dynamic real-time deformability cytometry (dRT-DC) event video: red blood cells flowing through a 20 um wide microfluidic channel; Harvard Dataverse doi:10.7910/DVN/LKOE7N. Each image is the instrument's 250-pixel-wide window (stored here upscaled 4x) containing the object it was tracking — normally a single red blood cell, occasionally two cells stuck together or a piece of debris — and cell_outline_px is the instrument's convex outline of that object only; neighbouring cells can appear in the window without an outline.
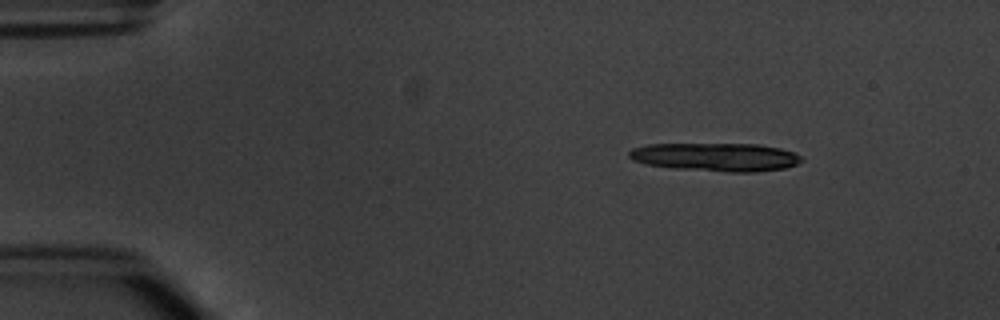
{"species": "common noctule bat (a hibernating species)", "species_latin": "Nyctalus noctula", "temperature_condition": "warm", "stored_images_in_passage": 5, "camera_frame_rate_fps": 3000, "um_per_image_px": 0.085, "animal": {"sex": "male", "body_mass_g": 20.1, "forearm_length_mm": 53.5}, "frame": {"image": 1, "passage_image": 1, "time_ms": 0.0, "image_size_px": [1000, 320], "cell_outline_px": [[804, 160], [796, 164], [784, 168], [756, 172], [728, 172], [676, 168], [648, 164], [632, 160], [628, 156], [628, 152], [632, 148], [648, 144], [756, 144], [780, 148], [792, 152], [800, 156]], "centroid_in_image_um": [60.84, 13.34], "position_along_channel_um": 24.2, "area_um2": 28.32}}
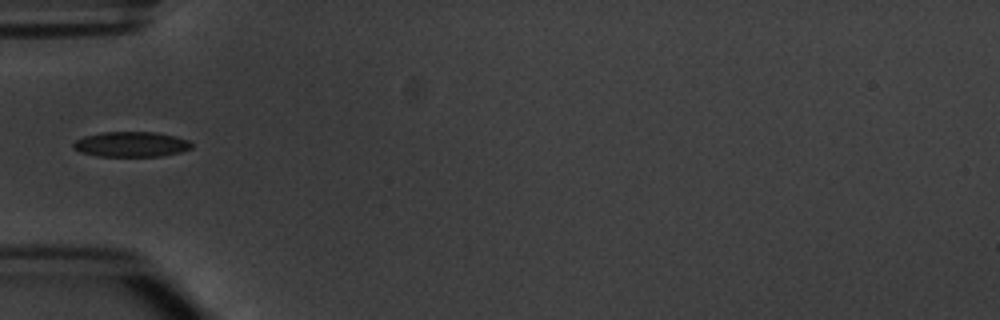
{"frame": {"image": 2, "passage_image": 4, "time_ms": 3.667, "image_size_px": [1000, 320], "cell_outline_px": [[192, 148], [180, 152], [160, 156], [96, 156], [80, 152], [72, 148], [72, 144], [76, 140], [84, 136], [100, 132], [156, 132], [176, 136], [188, 140], [192, 144]], "centroid_in_image_um": [11.13, 12.26], "position_along_channel_um": 73.9, "area_um2": 17.46}}